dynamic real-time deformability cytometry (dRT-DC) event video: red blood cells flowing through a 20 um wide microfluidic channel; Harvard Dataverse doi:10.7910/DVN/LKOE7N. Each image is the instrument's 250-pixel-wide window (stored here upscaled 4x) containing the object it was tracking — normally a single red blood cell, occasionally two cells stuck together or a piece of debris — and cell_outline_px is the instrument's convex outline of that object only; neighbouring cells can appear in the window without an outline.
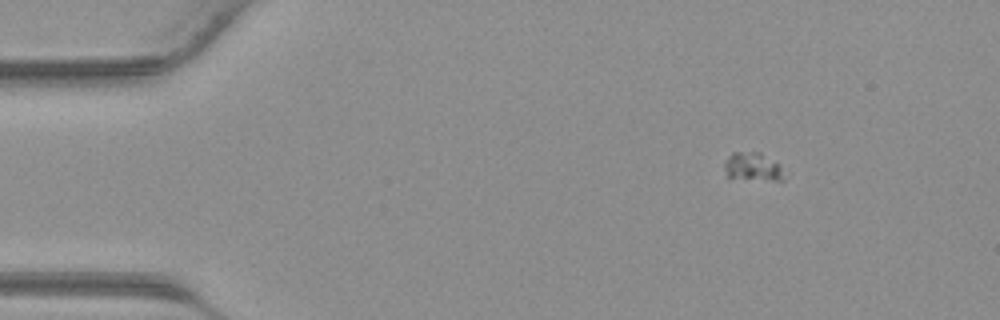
{"species": "common noctule bat (a hibernating species)", "species_latin": "Nyctalus noctula", "temperature_condition": "warm", "stored_images_in_passage": 45, "camera_frame_rate_fps": 3000, "um_per_image_px": 0.085, "animal": {"sex": "male", "body_mass_g": 23.1, "forearm_length_mm": 52.7}, "frame": {"image": 1, "passage_image": 7, "time_ms": 2.0, "image_size_px": [1000, 320], "cell_outline_px": [[784, 180], [728, 180], [724, 168], [724, 164], [728, 156], [732, 152], [760, 152], [780, 164]], "centroid_in_image_um": [63.92, 14.21], "position_along_channel_um": 21.1, "area_um2": 10.23}}
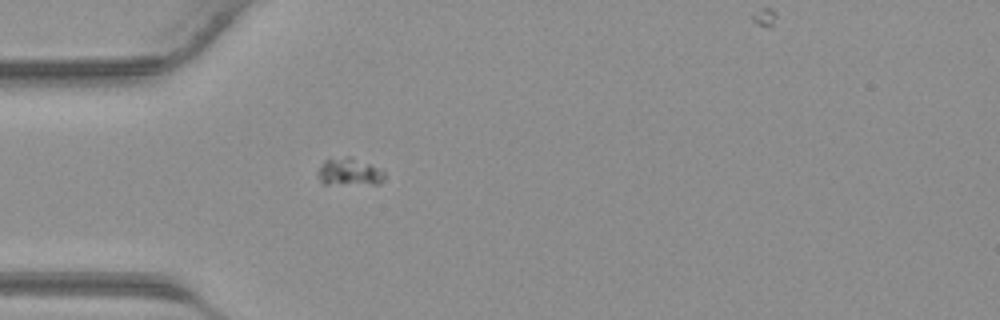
{"frame": {"image": 2, "passage_image": 14, "time_ms": 4.333, "image_size_px": [1000, 320], "cell_outline_px": [[384, 176], [380, 184], [324, 184], [320, 180], [316, 172], [324, 160], [344, 156], [352, 156], [384, 168]], "centroid_in_image_um": [29.72, 14.59], "position_along_channel_um": 55.3, "area_um2": 11.1}}